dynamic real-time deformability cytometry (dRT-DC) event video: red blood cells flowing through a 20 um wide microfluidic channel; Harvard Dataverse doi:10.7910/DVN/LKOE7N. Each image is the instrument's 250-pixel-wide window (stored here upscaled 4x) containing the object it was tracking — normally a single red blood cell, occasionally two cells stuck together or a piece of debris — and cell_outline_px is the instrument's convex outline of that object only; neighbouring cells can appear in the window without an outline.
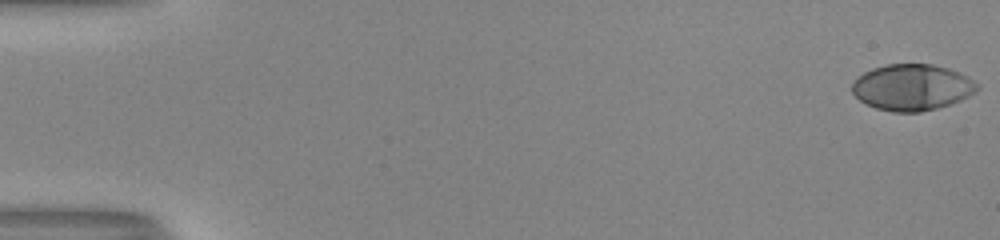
{"species": "human", "species_latin": "Homo sapiens", "temperature_condition": "room temperature", "stored_images_in_passage": 53, "camera_frame_rate_fps": 3000, "um_per_image_px": 0.085, "donor": {"sex": "male"}, "frame": {"image": 1, "passage_image": 1, "time_ms": 0.0, "image_size_px": [1000, 240], "cell_outline_px": [[980, 88], [968, 96], [960, 100], [936, 108], [920, 112], [892, 112], [876, 108], [860, 100], [852, 92], [852, 84], [864, 72], [872, 68], [888, 64], [932, 64], [948, 68], [960, 72], [968, 76]], "centroid_in_image_um": [77.53, 7.41], "position_along_channel_um": 7.5, "area_um2": 33.47}}
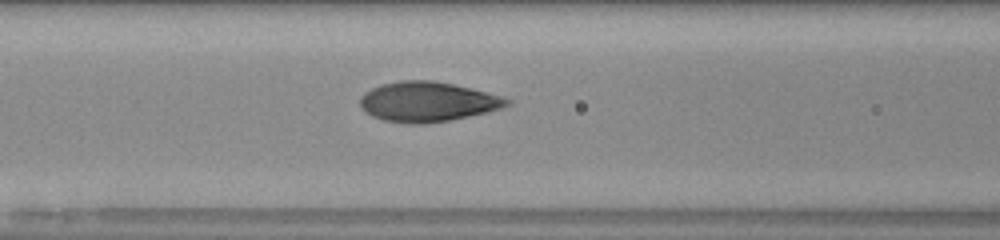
{"frame": {"image": 2, "passage_image": 24, "time_ms": 7.667, "image_size_px": [1000, 240], "cell_outline_px": [[512, 104], [504, 108], [488, 112], [448, 120], [424, 124], [412, 124], [384, 120], [372, 116], [364, 112], [360, 108], [360, 96], [364, 92], [380, 84], [400, 80], [432, 80], [472, 88], [500, 96], [512, 100]], "centroid_in_image_um": [36.33, 8.64], "position_along_channel_um": 130.3, "area_um2": 34.33}}
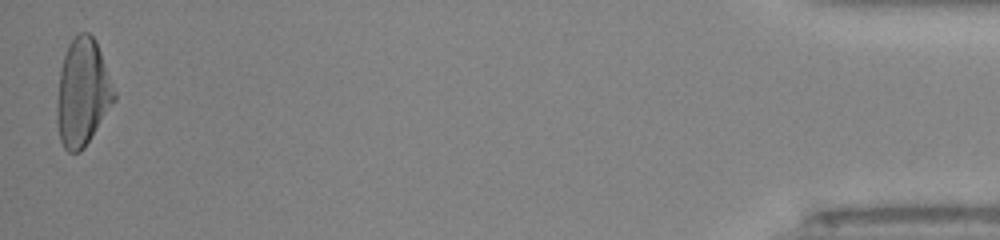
{"frame": {"image": 3, "passage_image": 53, "time_ms": 17.333, "image_size_px": [1000, 240], "cell_outline_px": [[116, 100], [84, 148], [80, 152], [68, 152], [64, 148], [60, 140], [56, 120], [56, 100], [60, 72], [64, 56], [68, 44], [76, 32], [88, 32], [96, 40], [116, 92]], "centroid_in_image_um": [7.01, 7.86], "position_along_channel_um": 428.2, "area_um2": 36.07}, "authors_computed_cell_mechanics": {"area_um2": 33.813, "velocity_mm_per_s": 4.039, "shape_relaxation_time_tau1_ms": 4.8111, "shape_relaxation_time_tau2_ms": null, "deformation_change_tau1": 0.2463, "deformation_change_tau2": null}}